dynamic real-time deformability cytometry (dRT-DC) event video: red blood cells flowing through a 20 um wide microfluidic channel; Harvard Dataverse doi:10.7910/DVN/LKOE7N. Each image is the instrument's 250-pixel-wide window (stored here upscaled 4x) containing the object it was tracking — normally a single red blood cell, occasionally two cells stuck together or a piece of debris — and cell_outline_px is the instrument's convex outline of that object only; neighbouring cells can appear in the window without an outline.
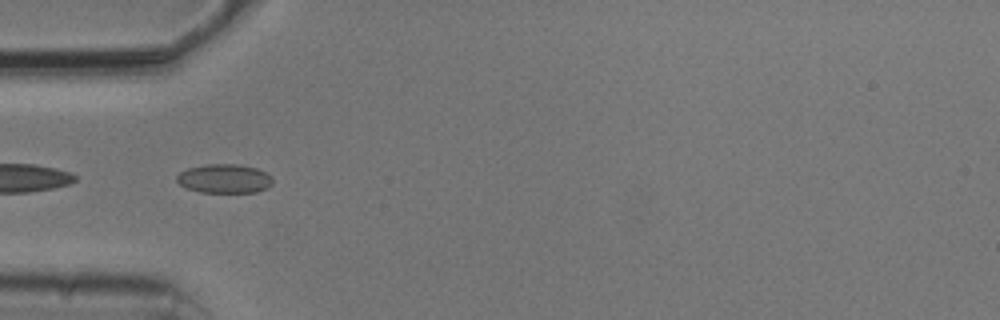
{"species": "common noctule bat (a hibernating species)", "species_latin": "Nyctalus noctula", "temperature_condition": "cold", "stored_images_in_passage": 21, "camera_frame_rate_fps": 3000, "um_per_image_px": 0.085, "animal": {"sex": "male", "body_mass_g": 20.5, "forearm_length_mm": 52.5}, "frame": {"image": 1, "passage_image": 6, "time_ms": 1.667, "image_size_px": [1000, 320], "cell_outline_px": [[272, 184], [268, 188], [256, 192], [200, 192], [188, 188], [180, 184], [176, 180], [176, 176], [180, 172], [188, 168], [204, 164], [240, 164], [256, 168], [272, 176]], "centroid_in_image_um": [19.08, 15.17], "position_along_channel_um": 65.9, "area_um2": 16.24}}
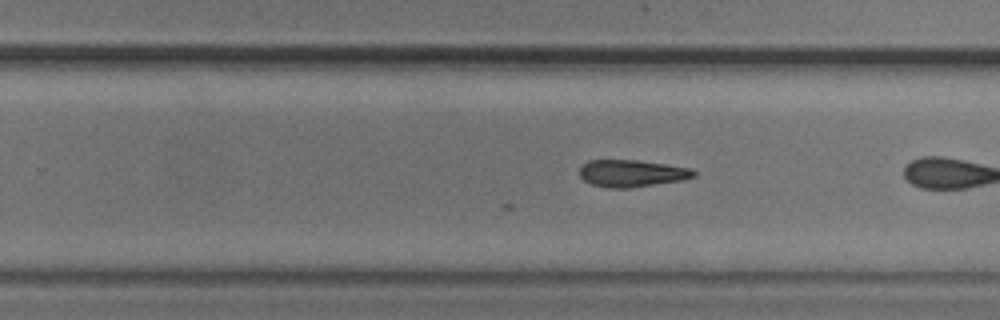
{"frame": {"image": 2, "passage_image": 19, "time_ms": 6.0, "image_size_px": [1000, 320], "cell_outline_px": [[696, 176], [684, 180], [628, 188], [608, 188], [592, 184], [584, 180], [580, 176], [580, 168], [588, 160], [636, 160], [692, 168], [696, 172]], "centroid_in_image_um": [53.72, 14.73], "position_along_channel_um": 276.1, "area_um2": 17.98}}